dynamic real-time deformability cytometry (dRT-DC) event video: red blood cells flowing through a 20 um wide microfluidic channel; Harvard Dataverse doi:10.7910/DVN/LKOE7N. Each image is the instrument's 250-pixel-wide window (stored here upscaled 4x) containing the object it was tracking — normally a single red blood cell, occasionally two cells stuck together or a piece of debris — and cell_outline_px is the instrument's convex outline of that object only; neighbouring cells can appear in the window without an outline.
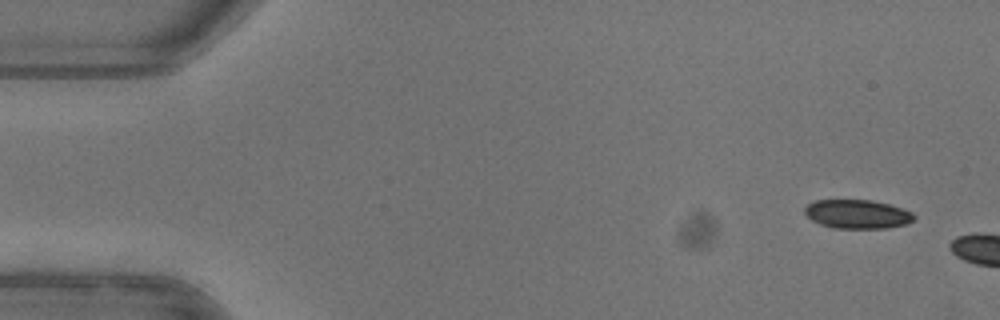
{"species": "common noctule bat (a hibernating species)", "species_latin": "Nyctalus noctula", "temperature_condition": "warm", "stored_images_in_passage": 5, "camera_frame_rate_fps": 3000, "um_per_image_px": 0.085, "animal": {"sex": "female"}, "frame": {"image": 1, "passage_image": 1, "time_ms": 0.0, "image_size_px": [1000, 320], "cell_outline_px": [[916, 216], [908, 224], [888, 228], [832, 228], [820, 224], [812, 220], [804, 212], [804, 208], [808, 204], [816, 200], [872, 200], [888, 204], [912, 212]], "centroid_in_image_um": [72.88, 18.2], "position_along_channel_um": 12.1, "area_um2": 18.38}}